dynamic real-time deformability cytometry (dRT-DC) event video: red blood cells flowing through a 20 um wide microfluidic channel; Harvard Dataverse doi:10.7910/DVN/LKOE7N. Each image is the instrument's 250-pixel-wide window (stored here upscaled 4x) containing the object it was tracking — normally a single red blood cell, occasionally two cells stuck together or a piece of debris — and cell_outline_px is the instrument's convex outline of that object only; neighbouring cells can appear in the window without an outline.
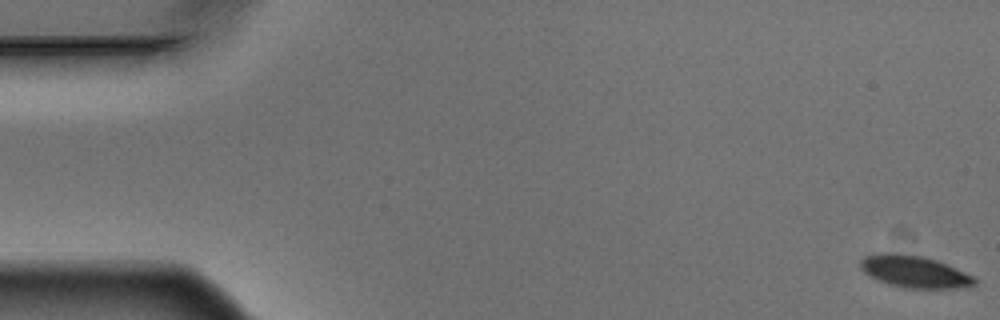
{"species": "Egyptian fruit bat (a non-hibernating species)", "species_latin": "Rousettus aegyptiacus", "temperature_condition": "warm", "stored_images_in_passage": 9, "camera_frame_rate_fps": 3000, "um_per_image_px": 0.085, "animal": {"sex": "male"}, "frame": {"image": 1, "passage_image": 1, "time_ms": 0.0, "image_size_px": [1000, 320], "cell_outline_px": [[976, 284], [968, 288], [904, 288], [888, 284], [864, 272], [860, 268], [860, 260], [864, 256], [880, 252], [888, 252], [924, 256], [936, 260], [956, 268], [972, 276], [976, 280]], "centroid_in_image_um": [77.72, 23.08], "position_along_channel_um": 7.3, "area_um2": 21.33}}
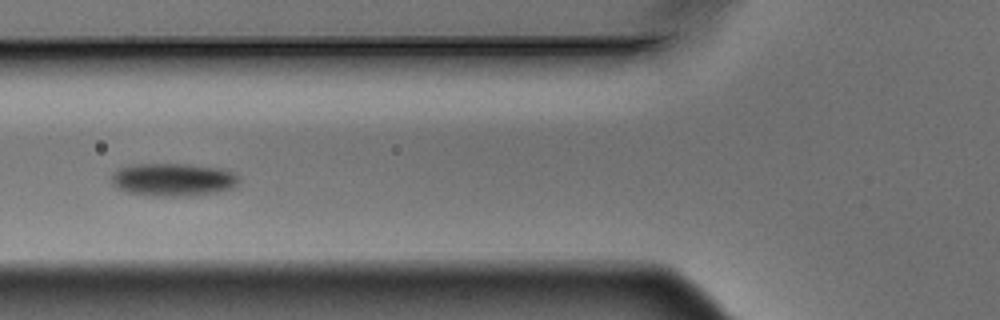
{"frame": {"image": 2, "passage_image": 7, "time_ms": 2.0, "image_size_px": [1000, 320], "cell_outline_px": [[240, 184], [236, 188], [196, 196], [152, 196], [124, 192], [116, 188], [112, 184], [112, 172], [120, 168], [132, 164], [188, 164], [224, 168], [236, 172], [240, 176]], "centroid_in_image_um": [14.78, 15.27], "position_along_channel_um": 111.0, "area_um2": 25.26}}
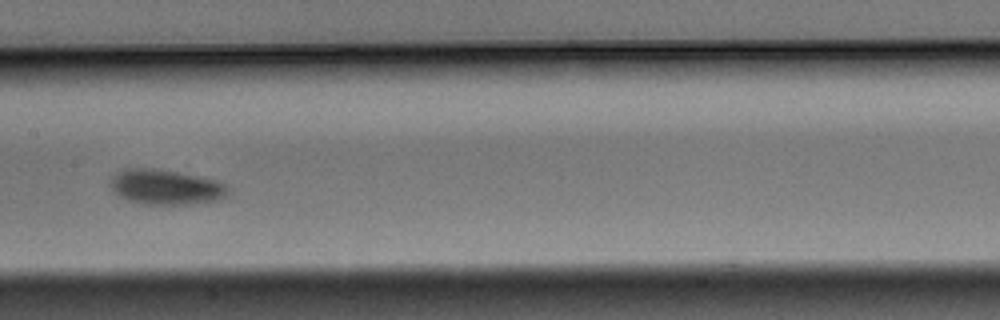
{"frame": {"image": 3, "passage_image": 9, "time_ms": 2.667, "image_size_px": [1000, 320], "cell_outline_px": [[228, 196], [220, 200], [188, 204], [144, 204], [128, 200], [120, 196], [108, 184], [112, 176], [116, 172], [124, 168], [152, 168], [180, 172], [220, 180], [228, 184]], "centroid_in_image_um": [14.14, 15.88], "position_along_channel_um": 193.3, "area_um2": 24.45}}